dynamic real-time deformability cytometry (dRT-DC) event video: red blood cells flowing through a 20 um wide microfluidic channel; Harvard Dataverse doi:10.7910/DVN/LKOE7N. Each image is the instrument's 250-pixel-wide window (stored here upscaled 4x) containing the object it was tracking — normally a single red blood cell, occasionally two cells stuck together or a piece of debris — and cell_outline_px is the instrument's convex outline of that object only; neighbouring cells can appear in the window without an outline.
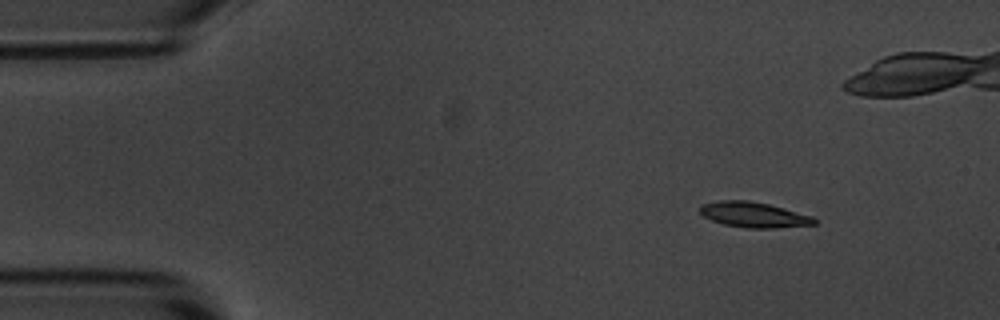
{"species": "common noctule bat (a hibernating species)", "species_latin": "Nyctalus noctula", "temperature_condition": "room temperature", "stored_images_in_passage": 6, "camera_frame_rate_fps": 3000, "um_per_image_px": 0.085, "animal": {"sex": "male", "body_mass_g": 20.1, "forearm_length_mm": 53.5}, "frame": {"image": 1, "passage_image": 1, "time_ms": 0.0, "image_size_px": [1000, 320], "cell_outline_px": [[816, 224], [772, 228], [748, 228], [724, 224], [712, 220], [704, 216], [700, 212], [700, 208], [704, 204], [720, 200], [748, 200], [768, 204], [784, 208], [812, 216], [816, 220]], "centroid_in_image_um": [64.08, 18.25], "position_along_channel_um": 20.9, "area_um2": 16.65}}
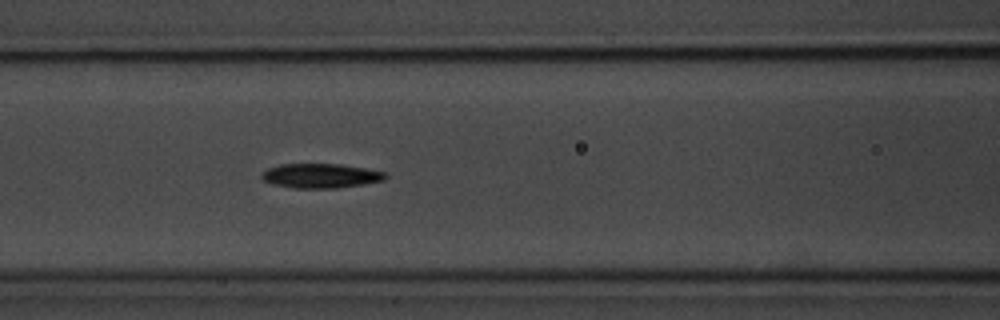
{"frame": {"image": 2, "passage_image": 5, "time_ms": 5.333, "image_size_px": [1000, 320], "cell_outline_px": [[388, 176], [384, 180], [364, 184], [336, 188], [292, 188], [276, 184], [264, 180], [260, 176], [268, 168], [280, 164], [340, 164], [388, 172]], "centroid_in_image_um": [27.31, 14.94], "position_along_channel_um": 139.3, "area_um2": 17.57}}